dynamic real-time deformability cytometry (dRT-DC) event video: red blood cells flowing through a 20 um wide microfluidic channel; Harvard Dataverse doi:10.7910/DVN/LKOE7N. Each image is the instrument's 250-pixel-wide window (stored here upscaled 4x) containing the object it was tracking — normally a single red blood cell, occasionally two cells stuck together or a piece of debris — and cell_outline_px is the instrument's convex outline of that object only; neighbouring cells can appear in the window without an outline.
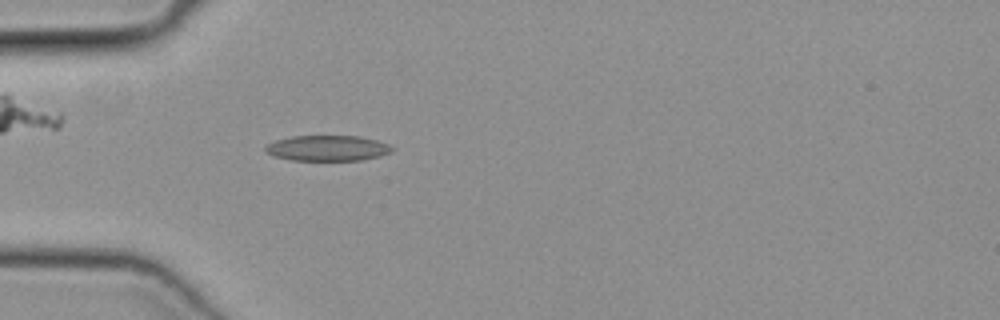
{"species": "common noctule bat (a hibernating species)", "species_latin": "Nyctalus noctula", "temperature_condition": "cold", "stored_images_in_passage": 45, "camera_frame_rate_fps": 3000, "um_per_image_px": 0.085, "animal": {"sex": "female", "body_mass_g": 19.3, "forearm_length_mm": 54.1}, "frame": {"image": 1, "passage_image": 11, "time_ms": 3.333, "image_size_px": [1000, 320], "cell_outline_px": [[396, 148], [392, 152], [380, 156], [360, 160], [288, 160], [276, 156], [268, 152], [264, 148], [268, 144], [276, 140], [292, 136], [360, 136], [376, 140], [388, 144]], "centroid_in_image_um": [27.89, 12.59], "position_along_channel_um": 57.1, "area_um2": 18.79}}
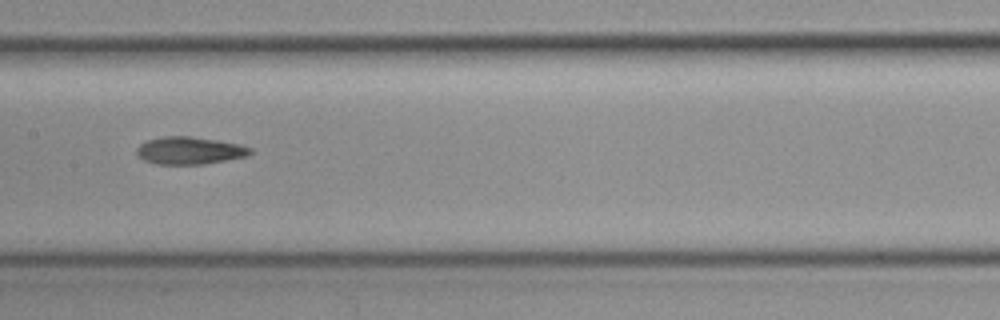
{"frame": {"image": 2, "passage_image": 21, "time_ms": 6.667, "image_size_px": [1000, 320], "cell_outline_px": [[252, 152], [248, 156], [204, 164], [156, 164], [144, 160], [136, 152], [136, 148], [140, 144], [148, 140], [164, 136], [188, 136], [216, 140], [236, 144], [252, 148]], "centroid_in_image_um": [16.1, 12.8], "position_along_channel_um": 191.3, "area_um2": 17.98}}
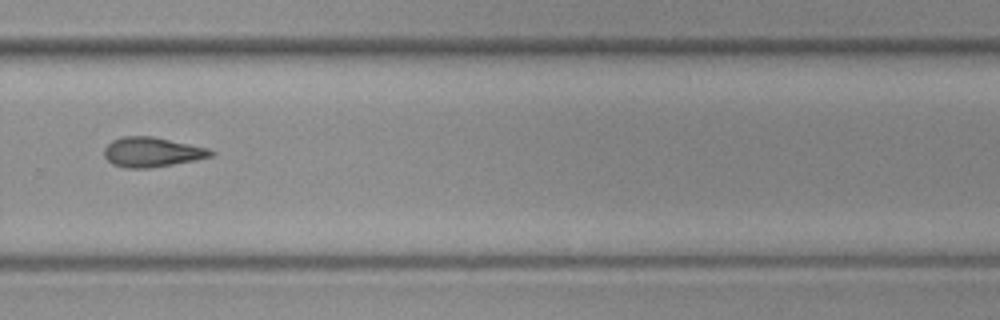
{"frame": {"image": 3, "passage_image": 30, "time_ms": 9.667, "image_size_px": [1000, 320], "cell_outline_px": [[216, 152], [212, 156], [196, 160], [148, 168], [124, 168], [112, 164], [104, 156], [104, 148], [112, 140], [124, 136], [152, 136], [208, 148]], "centroid_in_image_um": [12.91, 12.93], "position_along_channel_um": 316.9, "area_um2": 18.44}}